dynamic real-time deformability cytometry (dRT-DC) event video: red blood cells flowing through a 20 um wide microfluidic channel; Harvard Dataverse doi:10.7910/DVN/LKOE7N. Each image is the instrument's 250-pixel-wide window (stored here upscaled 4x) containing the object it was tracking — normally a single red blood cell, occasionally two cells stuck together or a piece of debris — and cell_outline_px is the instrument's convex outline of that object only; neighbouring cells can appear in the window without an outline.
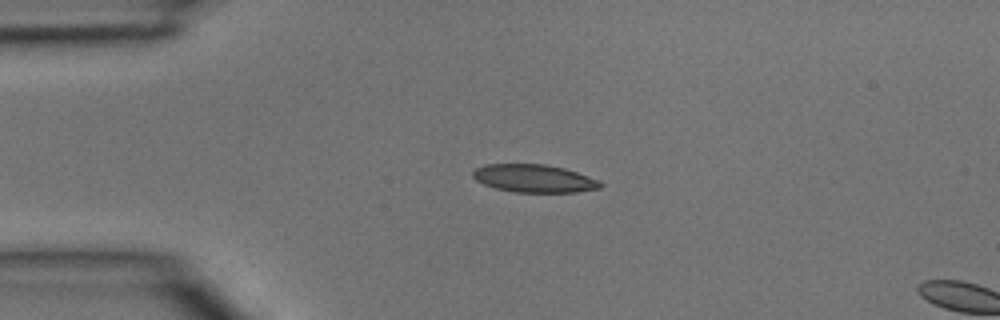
{"species": "common noctule bat (a hibernating species)", "species_latin": "Nyctalus noctula", "temperature_condition": "room temperature", "stored_images_in_passage": 3, "camera_frame_rate_fps": 3000, "um_per_image_px": 0.085, "animal": {"sex": "male", "body_mass_g": 15.6}, "frame": {"image": 1, "passage_image": 2, "time_ms": 0.333, "image_size_px": [1000, 320], "cell_outline_px": [[604, 184], [600, 188], [576, 192], [512, 192], [496, 188], [484, 184], [476, 180], [472, 176], [472, 172], [476, 168], [484, 164], [548, 164], [564, 168], [600, 180]], "centroid_in_image_um": [45.4, 15.16], "position_along_channel_um": 39.6, "area_um2": 20.81}}